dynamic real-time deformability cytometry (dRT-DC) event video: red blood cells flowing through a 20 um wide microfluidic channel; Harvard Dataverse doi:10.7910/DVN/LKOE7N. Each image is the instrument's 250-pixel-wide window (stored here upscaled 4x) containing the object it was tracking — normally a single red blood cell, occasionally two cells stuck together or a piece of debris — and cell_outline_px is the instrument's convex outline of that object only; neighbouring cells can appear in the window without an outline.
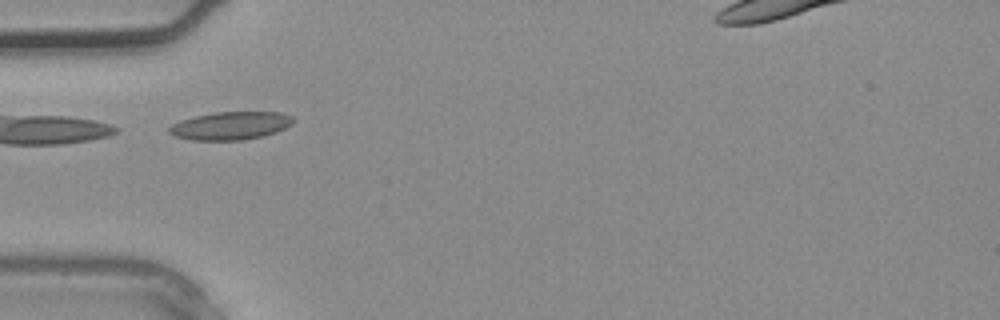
{"species": "common noctule bat (a hibernating species)", "species_latin": "Nyctalus noctula", "temperature_condition": "warm", "stored_images_in_passage": 2, "camera_frame_rate_fps": 3000, "um_per_image_px": 0.085, "animal": {"sex": "male", "body_mass_g": 20.4}, "frame": {"image": 1, "passage_image": 2, "time_ms": 0.333, "image_size_px": [1000, 320], "cell_outline_px": [[296, 120], [292, 124], [276, 132], [264, 136], [244, 140], [192, 140], [172, 136], [168, 132], [168, 128], [172, 124], [180, 120], [196, 116], [216, 112], [280, 112], [292, 116]], "centroid_in_image_um": [19.59, 10.69], "position_along_channel_um": 65.4, "area_um2": 20.4}}